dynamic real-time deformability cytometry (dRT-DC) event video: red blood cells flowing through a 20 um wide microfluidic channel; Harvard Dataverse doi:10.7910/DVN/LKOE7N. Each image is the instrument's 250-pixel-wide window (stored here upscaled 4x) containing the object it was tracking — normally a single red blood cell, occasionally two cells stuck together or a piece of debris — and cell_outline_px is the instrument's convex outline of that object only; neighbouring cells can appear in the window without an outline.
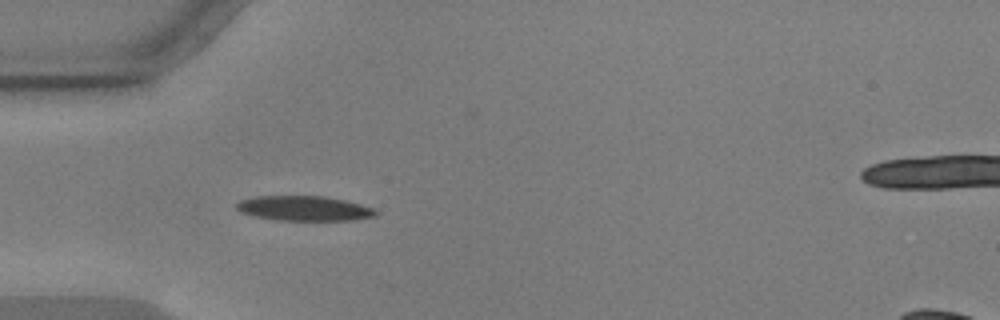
{"species": "common noctule bat (a hibernating species)", "species_latin": "Nyctalus noctula", "temperature_condition": "warm", "stored_images_in_passage": 41, "camera_frame_rate_fps": 3000, "um_per_image_px": 0.085, "animal": {"sex": "male", "body_mass_g": 17.9, "forearm_length_mm": 54.2}, "frame": {"image": 1, "passage_image": 1, "time_ms": 0.0, "image_size_px": [1000, 320], "cell_outline_px": [[380, 212], [376, 216], [352, 220], [276, 220], [252, 216], [240, 212], [236, 208], [236, 204], [240, 200], [256, 196], [324, 196], [344, 200], [376, 208]], "centroid_in_image_um": [25.87, 17.71], "position_along_channel_um": 59.1, "area_um2": 20.35}}
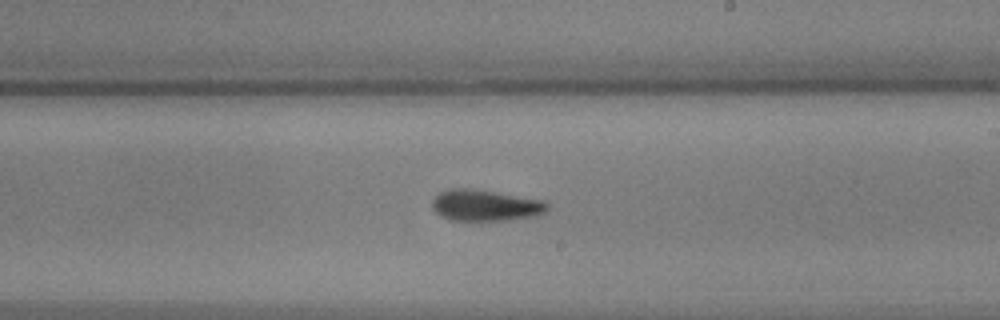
{"frame": {"image": 2, "passage_image": 17, "time_ms": 5.333, "image_size_px": [1000, 320], "cell_outline_px": [[548, 208], [544, 212], [536, 216], [512, 220], [448, 220], [440, 216], [432, 208], [432, 200], [440, 192], [448, 188], [472, 188], [544, 200], [548, 204]], "centroid_in_image_um": [41.24, 17.45], "position_along_channel_um": 247.8, "area_um2": 21.15}}
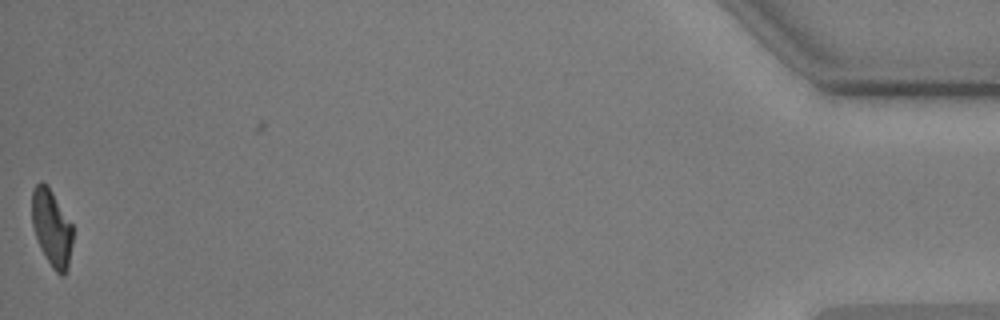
{"frame": {"image": 3, "passage_image": 40, "time_ms": 13.0, "image_size_px": [1000, 320], "cell_outline_px": [[72, 244], [68, 268], [64, 276], [60, 276], [52, 268], [40, 248], [32, 224], [32, 188], [40, 180], [48, 184], [72, 224]], "centroid_in_image_um": [4.39, 19.35], "position_along_channel_um": 430.8, "area_um2": 18.44}, "authors_computed_cell_mechanics": {"area_um2": 19.8254, "velocity_mm_per_s": 3.6064, "shape_relaxation_time_tau1_ms": 4.2244, "shape_relaxation_time_tau2_ms": 3.1623, "deformation_change_tau1": 0.1717, "deformation_change_tau2": 0.0964}}